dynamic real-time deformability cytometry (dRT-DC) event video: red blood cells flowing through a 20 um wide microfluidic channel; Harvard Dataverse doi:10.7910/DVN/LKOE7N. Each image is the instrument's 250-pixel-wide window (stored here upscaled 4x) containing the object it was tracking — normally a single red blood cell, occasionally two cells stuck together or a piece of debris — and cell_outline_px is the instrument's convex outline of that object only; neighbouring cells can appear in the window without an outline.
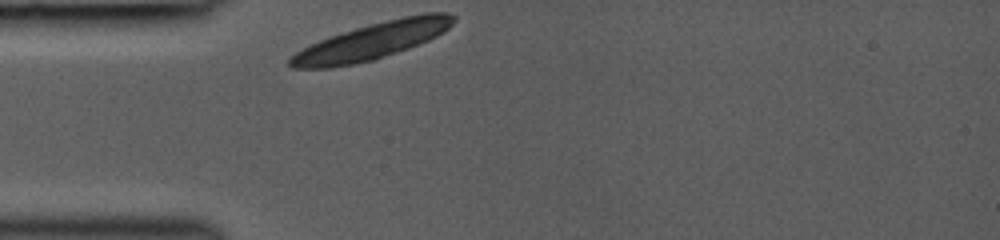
{"species": "common noctule bat (a hibernating species)", "species_latin": "Nyctalus noctula", "temperature_condition": "room temperature", "stored_images_in_passage": 4, "camera_frame_rate_fps": 3000, "um_per_image_px": 0.085, "animal": {"sex": "female", "body_mass_g": 19.0, "forearm_length_mm": 53.3}, "frame": {"image": 1, "passage_image": 1, "time_ms": 0.0, "image_size_px": [1000, 240], "cell_outline_px": [[456, 20], [444, 32], [428, 40], [408, 48], [372, 60], [356, 64], [332, 68], [292, 68], [288, 64], [288, 60], [296, 52], [320, 40], [356, 28], [404, 16], [424, 12], [448, 12], [456, 16]], "centroid_in_image_um": [31.66, 3.49], "position_along_channel_um": 53.3, "area_um2": 34.39}}